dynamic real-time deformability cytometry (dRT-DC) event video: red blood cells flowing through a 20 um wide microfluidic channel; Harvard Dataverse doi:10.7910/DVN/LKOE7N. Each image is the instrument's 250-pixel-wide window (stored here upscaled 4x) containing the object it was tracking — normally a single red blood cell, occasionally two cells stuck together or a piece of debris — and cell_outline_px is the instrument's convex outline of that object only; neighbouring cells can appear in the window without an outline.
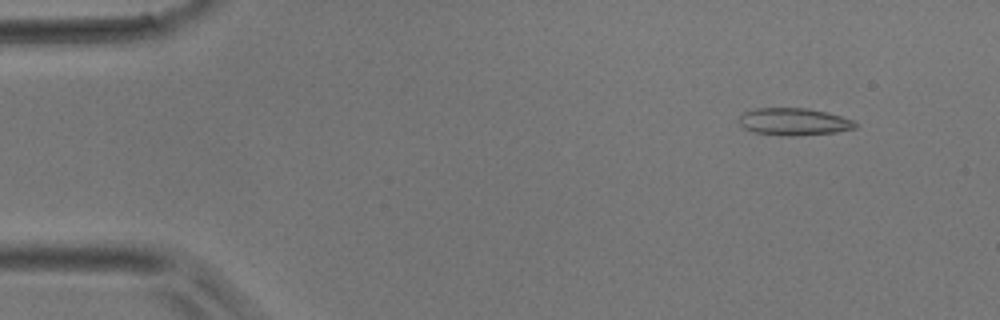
{"species": "common noctule bat (a hibernating species)", "species_latin": "Nyctalus noctula", "temperature_condition": "room temperature", "stored_images_in_passage": 4, "camera_frame_rate_fps": 3000, "um_per_image_px": 0.085, "animal": {"sex": "male", "body_mass_g": 17.9}, "frame": {"image": 1, "passage_image": 4, "time_ms": 1.0, "image_size_px": [1000, 320], "cell_outline_px": [[856, 128], [836, 132], [796, 136], [780, 136], [756, 132], [744, 128], [740, 124], [740, 116], [744, 112], [756, 108], [808, 108], [828, 112], [852, 120], [856, 124]], "centroid_in_image_um": [67.48, 10.34], "position_along_channel_um": 17.5, "area_um2": 18.44}}